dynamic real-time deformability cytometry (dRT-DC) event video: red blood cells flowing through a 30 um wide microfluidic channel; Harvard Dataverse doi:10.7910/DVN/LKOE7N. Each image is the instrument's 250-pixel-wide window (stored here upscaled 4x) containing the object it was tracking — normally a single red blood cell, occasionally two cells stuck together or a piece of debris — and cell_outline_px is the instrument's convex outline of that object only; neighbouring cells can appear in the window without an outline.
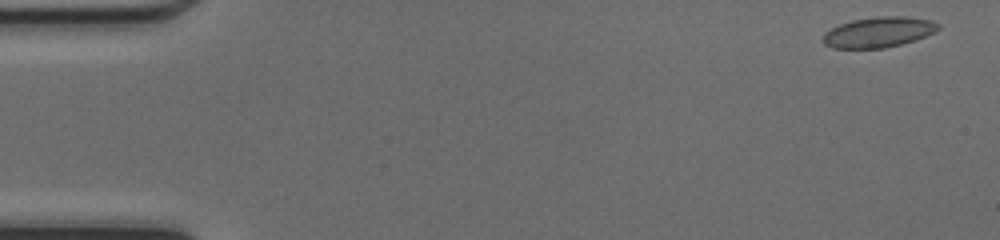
{"species": "common noctule bat (a hibernating species)", "species_latin": "Nyctalus noctula", "temperature_condition": "cold", "stored_images_in_passage": 47, "camera_frame_rate_fps": 3000, "um_per_image_px": 0.085, "animal": {"sex": "female", "body_mass_g": 17.0, "forearm_length_mm": 48.0}, "frame": {"image": 1, "passage_image": 1, "time_ms": 0.0, "image_size_px": [1000, 240], "cell_outline_px": [[940, 28], [936, 32], [900, 44], [884, 48], [832, 48], [824, 44], [824, 32], [840, 24], [852, 20], [876, 16], [908, 16], [932, 20], [940, 24]], "centroid_in_image_um": [74.7, 2.72], "position_along_channel_um": 10.3, "area_um2": 20.4}}
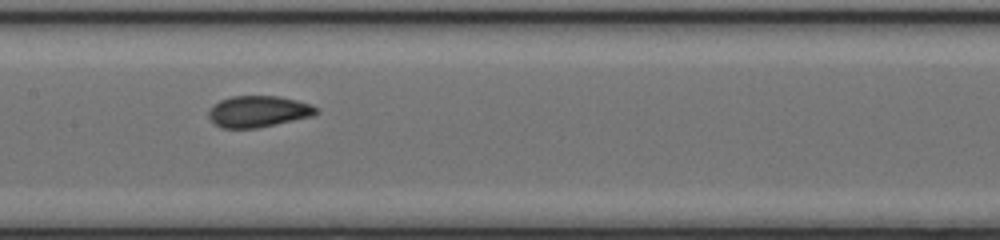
{"frame": {"image": 2, "passage_image": 23, "time_ms": 7.333, "image_size_px": [1000, 240], "cell_outline_px": [[320, 112], [312, 116], [276, 124], [256, 128], [220, 128], [208, 116], [208, 108], [220, 100], [232, 96], [280, 96], [312, 104], [320, 108]], "centroid_in_image_um": [21.98, 9.47], "position_along_channel_um": 185.4, "area_um2": 19.83}}
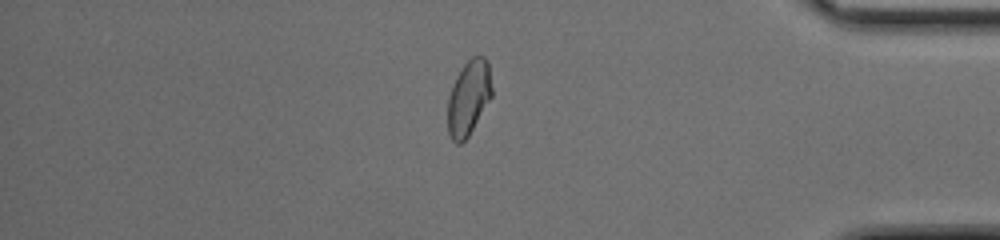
{"frame": {"image": 3, "passage_image": 40, "time_ms": 13.0, "image_size_px": [1000, 240], "cell_outline_px": [[492, 96], [468, 136], [460, 144], [456, 144], [452, 140], [448, 132], [448, 96], [456, 76], [464, 64], [472, 56], [484, 56], [488, 60], [492, 88]], "centroid_in_image_um": [39.84, 8.29], "position_along_channel_um": 395.4, "area_um2": 19.25}, "authors_computed_cell_mechanics": {"area_um2": 20.1144, "velocity_mm_per_s": 4.2689, "shape_relaxation_time_tau1_ms": 5.2997, "shape_relaxation_time_tau2_ms": null, "deformation_change_tau1": 0.1234, "deformation_change_tau2": null}}